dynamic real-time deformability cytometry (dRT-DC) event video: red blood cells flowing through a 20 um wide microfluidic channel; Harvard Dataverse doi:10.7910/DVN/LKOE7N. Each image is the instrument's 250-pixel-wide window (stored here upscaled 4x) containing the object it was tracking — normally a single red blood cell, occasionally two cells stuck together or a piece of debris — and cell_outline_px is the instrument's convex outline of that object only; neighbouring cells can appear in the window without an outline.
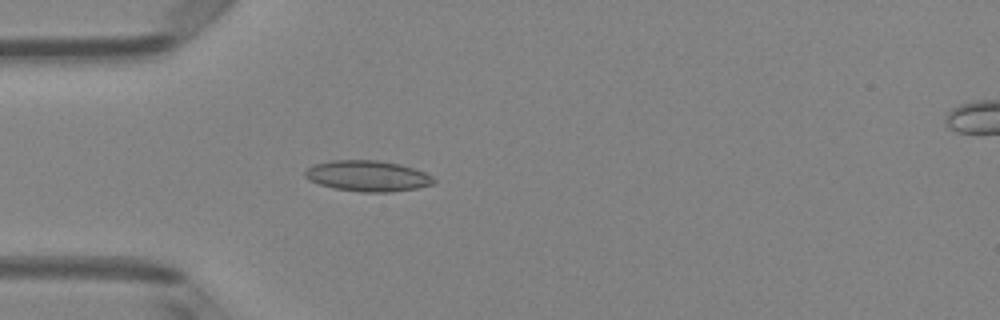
{"species": "Egyptian fruit bat (a non-hibernating species)", "species_latin": "Rousettus aegyptiacus", "temperature_condition": "room temperature", "stored_images_in_passage": 50, "camera_frame_rate_fps": 3000, "um_per_image_px": 0.085, "animal": {"sex": "female"}, "frame": {"image": 1, "passage_image": 15, "time_ms": 4.667, "image_size_px": [1000, 320], "cell_outline_px": [[436, 184], [416, 188], [392, 192], [360, 192], [332, 188], [308, 180], [304, 176], [304, 172], [308, 168], [316, 164], [332, 160], [376, 160], [400, 164], [424, 172], [432, 176], [436, 180]], "centroid_in_image_um": [31.26, 14.96], "position_along_channel_um": 53.7, "area_um2": 23.18}}
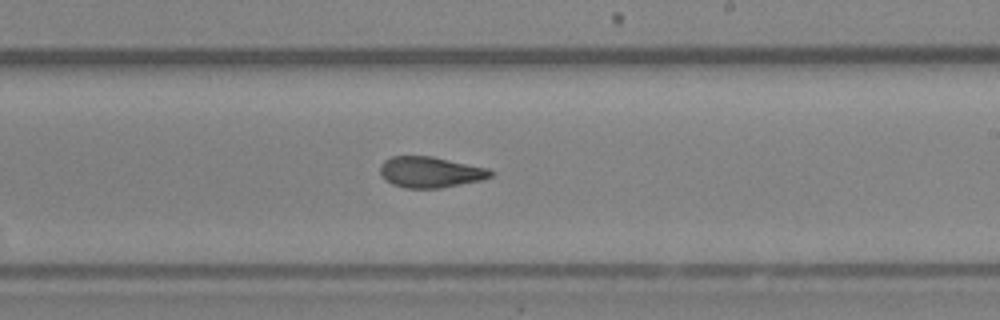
{"frame": {"image": 2, "passage_image": 30, "time_ms": 9.667, "image_size_px": [1000, 320], "cell_outline_px": [[496, 172], [492, 176], [480, 180], [440, 188], [404, 188], [392, 184], [384, 180], [380, 172], [380, 164], [384, 160], [392, 156], [432, 156], [488, 168]], "centroid_in_image_um": [36.56, 14.63], "position_along_channel_um": 252.4, "area_um2": 20.0}}
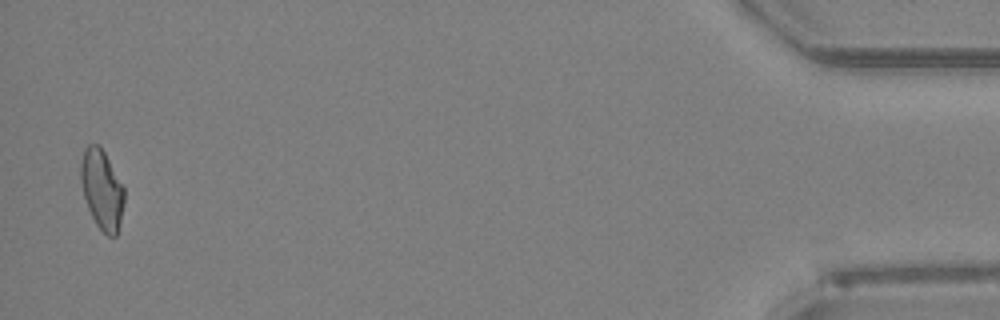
{"frame": {"image": 3, "passage_image": 49, "time_ms": 16.0, "image_size_px": [1000, 320], "cell_outline_px": [[124, 204], [116, 236], [108, 236], [96, 224], [88, 208], [84, 196], [80, 180], [80, 164], [84, 148], [88, 144], [100, 144], [124, 188]], "centroid_in_image_um": [8.64, 16.07], "position_along_channel_um": 426.6, "area_um2": 20.06}, "authors_computed_cell_mechanics": {"area_um2": 20.4323, "velocity_mm_per_s": 4.1438, "shape_relaxation_time_tau1_ms": null, "shape_relaxation_time_tau2_ms": 3.6301, "deformation_change_tau1": null, "deformation_change_tau2": 0.0879}}